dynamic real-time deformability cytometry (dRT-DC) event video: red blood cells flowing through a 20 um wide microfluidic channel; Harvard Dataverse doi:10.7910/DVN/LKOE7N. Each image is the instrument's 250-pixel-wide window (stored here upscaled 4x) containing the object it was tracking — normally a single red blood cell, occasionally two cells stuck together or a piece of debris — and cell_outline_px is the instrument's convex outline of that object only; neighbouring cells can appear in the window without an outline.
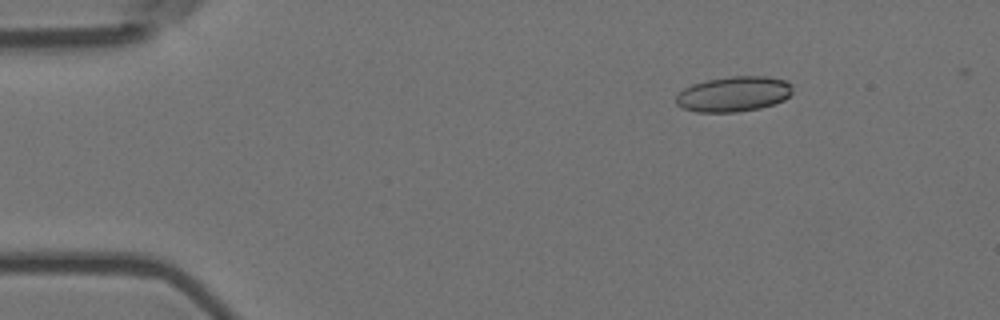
{"species": "Egyptian fruit bat (a non-hibernating species)", "species_latin": "Rousettus aegyptiacus", "temperature_condition": "room temperature", "stored_images_in_passage": 10, "camera_frame_rate_fps": 3000, "um_per_image_px": 0.085, "animal": {"sex": "female"}, "frame": {"image": 1, "passage_image": 2, "time_ms": 0.333, "image_size_px": [1000, 320], "cell_outline_px": [[792, 92], [784, 100], [760, 108], [736, 112], [696, 112], [684, 108], [676, 104], [676, 96], [684, 88], [692, 84], [708, 80], [732, 76], [768, 76], [784, 80], [792, 84]], "centroid_in_image_um": [62.37, 7.99], "position_along_channel_um": 22.6, "area_um2": 23.87}}
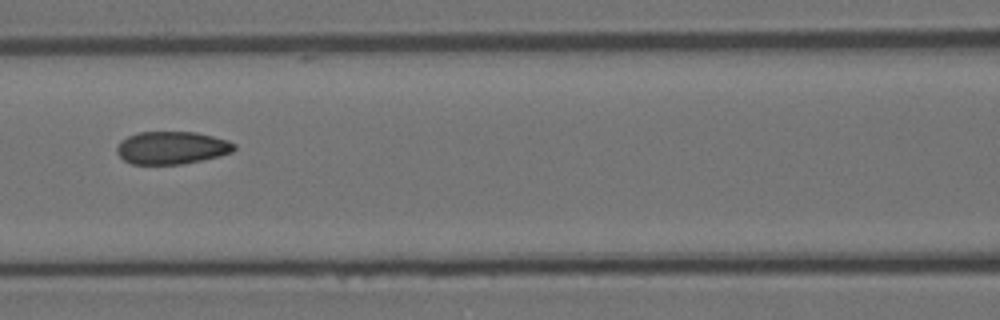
{"frame": {"image": 2, "passage_image": 7, "time_ms": 2.0, "image_size_px": [1000, 320], "cell_outline_px": [[236, 148], [232, 152], [220, 156], [180, 164], [132, 164], [124, 160], [116, 152], [116, 148], [120, 140], [136, 132], [196, 132], [228, 140], [236, 144]], "centroid_in_image_um": [14.59, 12.55], "position_along_channel_um": 152.0, "area_um2": 22.43}}
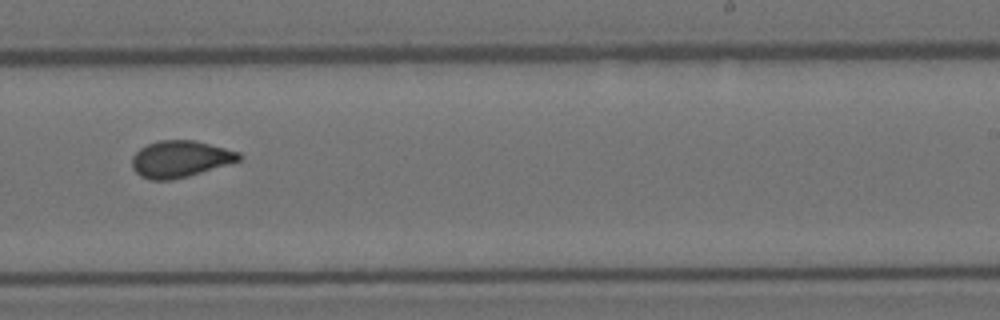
{"frame": {"image": 3, "passage_image": 10, "time_ms": 3.0, "image_size_px": [1000, 320], "cell_outline_px": [[244, 156], [240, 160], [188, 176], [172, 180], [148, 180], [140, 176], [132, 168], [132, 156], [140, 148], [148, 144], [160, 140], [196, 140], [240, 152]], "centroid_in_image_um": [15.3, 13.51], "position_along_channel_um": 273.7, "area_um2": 22.89}}